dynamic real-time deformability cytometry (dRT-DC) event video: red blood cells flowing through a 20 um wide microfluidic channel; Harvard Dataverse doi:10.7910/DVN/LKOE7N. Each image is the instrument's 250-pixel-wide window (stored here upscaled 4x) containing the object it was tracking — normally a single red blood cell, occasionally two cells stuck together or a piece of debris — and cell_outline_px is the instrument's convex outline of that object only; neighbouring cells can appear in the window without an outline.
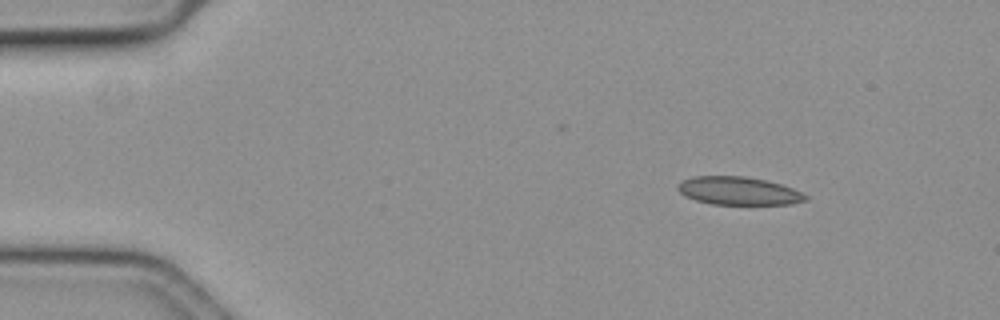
{"species": "common noctule bat (a hibernating species)", "species_latin": "Nyctalus noctula", "temperature_condition": "cold", "stored_images_in_passage": 42, "camera_frame_rate_fps": 3000, "um_per_image_px": 0.085, "animal": {"sex": "female", "body_mass_g": 19.3, "forearm_length_mm": 54.1}, "frame": {"image": 1, "passage_image": 1, "time_ms": 0.0, "image_size_px": [1000, 320], "cell_outline_px": [[808, 200], [792, 204], [712, 204], [696, 200], [684, 196], [676, 188], [680, 180], [692, 176], [744, 176], [764, 180], [780, 184], [792, 188], [808, 196]], "centroid_in_image_um": [62.74, 16.22], "position_along_channel_um": 22.3, "area_um2": 20.92}}
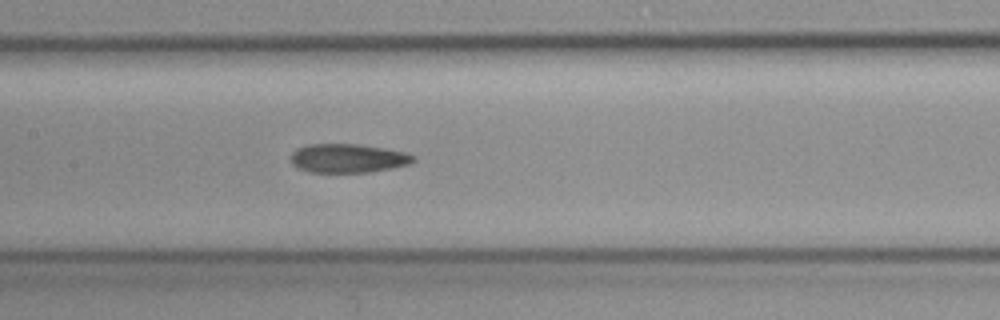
{"frame": {"image": 2, "passage_image": 21, "time_ms": 6.667, "image_size_px": [1000, 320], "cell_outline_px": [[416, 160], [412, 164], [392, 168], [368, 172], [308, 172], [296, 168], [292, 164], [292, 152], [296, 148], [308, 144], [356, 144], [404, 152], [416, 156]], "centroid_in_image_um": [29.57, 13.46], "position_along_channel_um": 177.8, "area_um2": 20.63}}
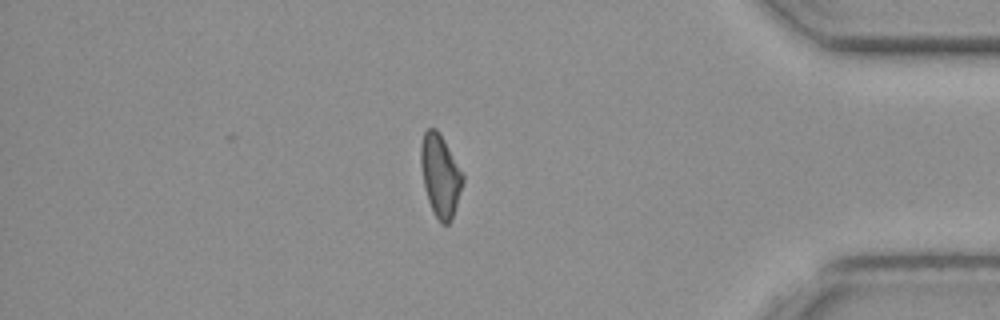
{"frame": {"image": 3, "passage_image": 42, "time_ms": 13.667, "image_size_px": [1000, 320], "cell_outline_px": [[464, 180], [452, 220], [448, 224], [440, 224], [428, 200], [424, 188], [420, 164], [420, 144], [424, 132], [428, 128], [436, 128], [464, 172]], "centroid_in_image_um": [37.43, 14.91], "position_along_channel_um": 397.8, "area_um2": 20.29}, "authors_computed_cell_mechanics": {"area_um2": 21.097, "velocity_mm_per_s": 3.6391, "shape_relaxation_time_tau1_ms": null, "shape_relaxation_time_tau2_ms": 9.0301, "deformation_change_tau1": null, "deformation_change_tau2": 0.1573}}